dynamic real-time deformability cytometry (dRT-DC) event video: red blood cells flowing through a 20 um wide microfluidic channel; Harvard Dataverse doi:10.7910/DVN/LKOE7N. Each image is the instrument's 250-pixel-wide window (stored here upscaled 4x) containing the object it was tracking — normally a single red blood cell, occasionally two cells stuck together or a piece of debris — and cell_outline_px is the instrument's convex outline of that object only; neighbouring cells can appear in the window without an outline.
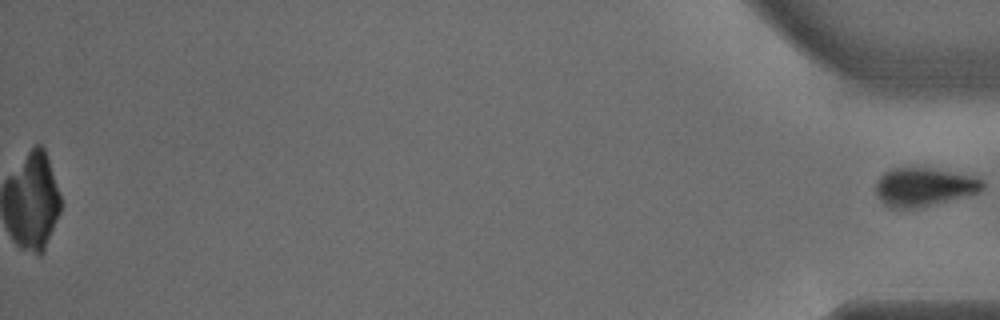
{"species": "common noctule bat (a hibernating species)", "species_latin": "Nyctalus noctula", "temperature_condition": "warm", "stored_images_in_passage": 35, "segment_of_instrument_passage": [2, 2], "camera_frame_rate_fps": 3000, "um_per_image_px": 0.085, "animal": {"sex": "male", "body_mass_g": 15.6}, "frame": {"image": 1, "passage_image": 35, "time_ms": 11.333, "image_size_px": [1000, 320], "cell_outline_px": [[984, 188], [980, 192], [924, 208], [888, 208], [880, 200], [876, 192], [876, 184], [880, 176], [884, 172], [892, 168], [928, 168], [976, 176], [984, 180]], "centroid_in_image_um": [78.56, 15.91], "position_along_channel_um": 356.6, "area_um2": 24.28}}